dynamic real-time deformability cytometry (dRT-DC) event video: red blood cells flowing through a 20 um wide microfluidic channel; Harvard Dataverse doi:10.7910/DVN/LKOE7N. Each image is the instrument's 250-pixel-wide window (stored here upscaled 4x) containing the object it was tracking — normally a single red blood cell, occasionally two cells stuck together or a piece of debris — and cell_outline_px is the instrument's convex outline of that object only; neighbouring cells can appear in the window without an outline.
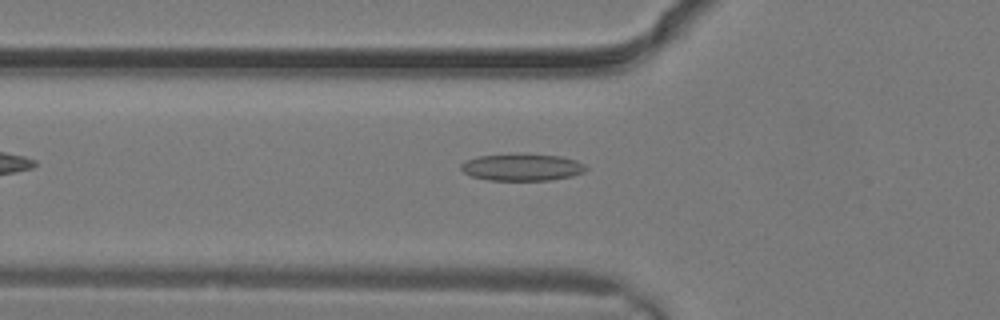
{"species": "common noctule bat (a hibernating species)", "species_latin": "Nyctalus noctula", "temperature_condition": "warm", "stored_images_in_passage": 6, "camera_frame_rate_fps": 3000, "um_per_image_px": 0.085, "animal": {"sex": "male", "body_mass_g": 19.2, "forearm_length_mm": 51.8}, "frame": {"image": 1, "passage_image": 5, "time_ms": 1.333, "image_size_px": [1000, 320], "cell_outline_px": [[588, 168], [584, 172], [572, 176], [552, 180], [488, 180], [472, 176], [464, 172], [460, 168], [460, 164], [476, 156], [560, 156], [576, 160], [584, 164]], "centroid_in_image_um": [44.4, 14.26], "position_along_channel_um": 81.4, "area_um2": 18.9}}